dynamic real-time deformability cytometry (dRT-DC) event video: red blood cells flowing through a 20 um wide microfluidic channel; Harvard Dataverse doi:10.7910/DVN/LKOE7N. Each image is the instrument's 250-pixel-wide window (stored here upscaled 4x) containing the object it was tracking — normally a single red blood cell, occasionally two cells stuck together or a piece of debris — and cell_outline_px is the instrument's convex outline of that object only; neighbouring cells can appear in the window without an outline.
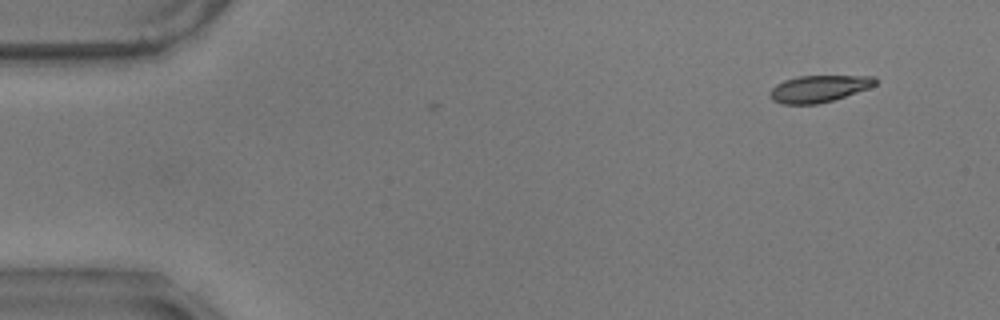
{"species": "common noctule bat (a hibernating species)", "species_latin": "Nyctalus noctula", "temperature_condition": "warm", "stored_images_in_passage": 3, "camera_frame_rate_fps": 3000, "um_per_image_px": 0.085, "animal": {"sex": "male", "body_mass_g": 17.9}, "frame": {"image": 1, "passage_image": 3, "time_ms": 0.667, "image_size_px": [1000, 320], "cell_outline_px": [[876, 84], [868, 88], [832, 100], [816, 104], [784, 104], [772, 100], [768, 96], [768, 92], [776, 84], [784, 80], [800, 76], [876, 76]], "centroid_in_image_um": [69.55, 7.54], "position_along_channel_um": 15.4, "area_um2": 16.36}}